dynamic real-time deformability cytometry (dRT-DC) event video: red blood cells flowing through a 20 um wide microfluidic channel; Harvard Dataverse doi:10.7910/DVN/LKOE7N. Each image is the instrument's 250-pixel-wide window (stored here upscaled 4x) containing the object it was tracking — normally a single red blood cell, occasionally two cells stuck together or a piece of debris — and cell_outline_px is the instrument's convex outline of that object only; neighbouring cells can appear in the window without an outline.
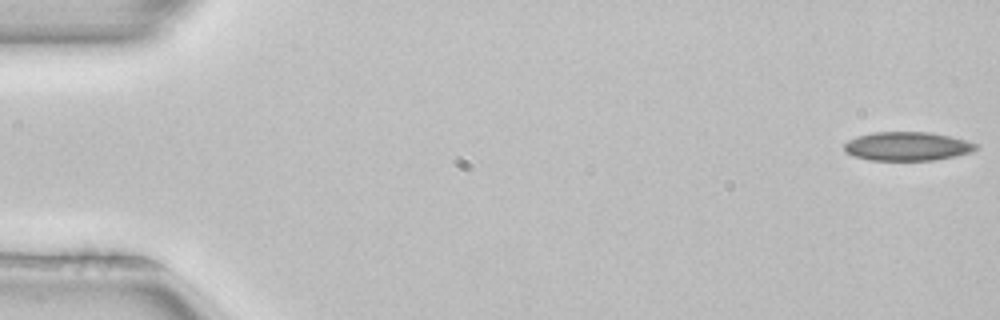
{"species": "common noctule bat (a hibernating species)", "species_latin": "Nyctalus noctula", "temperature_condition": "room temperature", "stored_images_in_passage": 52, "camera_frame_rate_fps": 3000, "um_per_image_px": 0.085, "animal": {"sex": "female", "body_mass_g": 22.7, "forearm_length_mm": 54.2}, "frame": {"image": 1, "passage_image": 1, "time_ms": 0.0, "image_size_px": [1000, 320], "cell_outline_px": [[976, 148], [972, 152], [956, 156], [936, 160], [868, 160], [852, 156], [844, 152], [844, 144], [848, 140], [856, 136], [872, 132], [928, 132], [948, 136], [964, 140], [976, 144]], "centroid_in_image_um": [77.05, 12.44], "position_along_channel_um": 7.9, "area_um2": 22.14}}
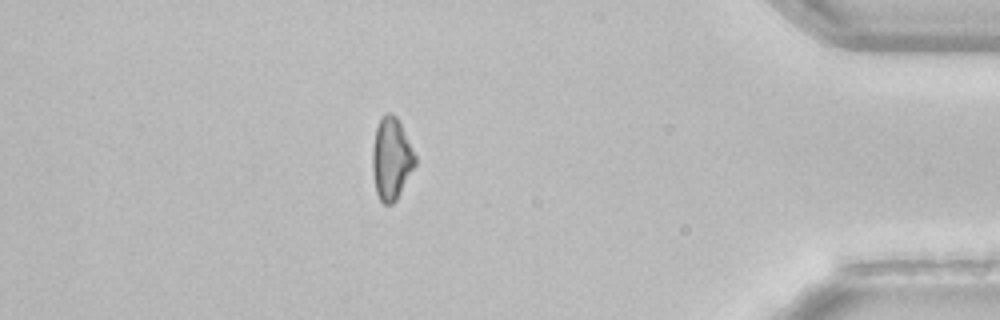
{"frame": {"image": 2, "passage_image": 45, "time_ms": 14.667, "image_size_px": [1000, 320], "cell_outline_px": [[416, 164], [396, 200], [392, 204], [384, 204], [380, 200], [376, 192], [372, 172], [372, 148], [376, 128], [380, 116], [384, 112], [392, 112], [396, 116], [416, 156]], "centroid_in_image_um": [33.24, 13.47], "position_along_channel_um": 402.0, "area_um2": 20.46}}
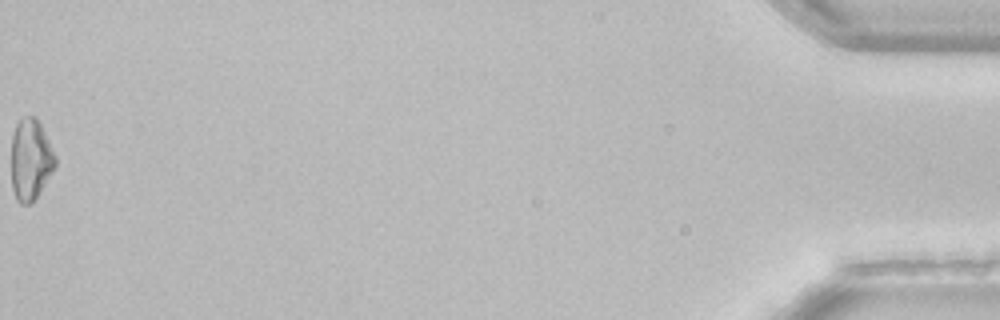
{"frame": {"image": 3, "passage_image": 52, "time_ms": 17.0, "image_size_px": [1000, 320], "cell_outline_px": [[56, 164], [52, 172], [36, 196], [28, 204], [20, 204], [16, 200], [12, 188], [12, 136], [16, 124], [20, 116], [36, 116], [56, 156]], "centroid_in_image_um": [2.58, 13.53], "position_along_channel_um": 432.6, "area_um2": 20.63}, "authors_computed_cell_mechanics": {"area_um2": 22.1952, "velocity_mm_per_s": 3.9843, "shape_relaxation_time_tau1_ms": 6.1171, "shape_relaxation_time_tau2_ms": null, "deformation_change_tau1": 0.1019, "deformation_change_tau2": null}}